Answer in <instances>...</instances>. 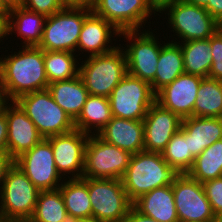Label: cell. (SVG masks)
Wrapping results in <instances>:
<instances>
[{"mask_svg": "<svg viewBox=\"0 0 222 222\" xmlns=\"http://www.w3.org/2000/svg\"><path fill=\"white\" fill-rule=\"evenodd\" d=\"M14 165V159L4 151H0V185H3L5 175L8 170Z\"/></svg>", "mask_w": 222, "mask_h": 222, "instance_id": "37", "label": "cell"}, {"mask_svg": "<svg viewBox=\"0 0 222 222\" xmlns=\"http://www.w3.org/2000/svg\"><path fill=\"white\" fill-rule=\"evenodd\" d=\"M59 190L70 220L92 217L88 185L82 178L62 180Z\"/></svg>", "mask_w": 222, "mask_h": 222, "instance_id": "27", "label": "cell"}, {"mask_svg": "<svg viewBox=\"0 0 222 222\" xmlns=\"http://www.w3.org/2000/svg\"><path fill=\"white\" fill-rule=\"evenodd\" d=\"M95 0H62L66 6H87L91 7Z\"/></svg>", "mask_w": 222, "mask_h": 222, "instance_id": "43", "label": "cell"}, {"mask_svg": "<svg viewBox=\"0 0 222 222\" xmlns=\"http://www.w3.org/2000/svg\"><path fill=\"white\" fill-rule=\"evenodd\" d=\"M14 164L39 191L59 189L62 184L60 181L63 178L56 169L52 145L47 139L21 154L14 160Z\"/></svg>", "mask_w": 222, "mask_h": 222, "instance_id": "13", "label": "cell"}, {"mask_svg": "<svg viewBox=\"0 0 222 222\" xmlns=\"http://www.w3.org/2000/svg\"><path fill=\"white\" fill-rule=\"evenodd\" d=\"M22 6L47 17L62 10L66 5L62 0H23Z\"/></svg>", "mask_w": 222, "mask_h": 222, "instance_id": "36", "label": "cell"}, {"mask_svg": "<svg viewBox=\"0 0 222 222\" xmlns=\"http://www.w3.org/2000/svg\"><path fill=\"white\" fill-rule=\"evenodd\" d=\"M121 46L106 54L90 56L79 66L89 95L109 97L127 74L126 56Z\"/></svg>", "mask_w": 222, "mask_h": 222, "instance_id": "5", "label": "cell"}, {"mask_svg": "<svg viewBox=\"0 0 222 222\" xmlns=\"http://www.w3.org/2000/svg\"><path fill=\"white\" fill-rule=\"evenodd\" d=\"M202 77L183 73L156 93L155 102L181 119L194 116V103Z\"/></svg>", "mask_w": 222, "mask_h": 222, "instance_id": "16", "label": "cell"}, {"mask_svg": "<svg viewBox=\"0 0 222 222\" xmlns=\"http://www.w3.org/2000/svg\"><path fill=\"white\" fill-rule=\"evenodd\" d=\"M46 16L26 8L19 7L9 11L5 25L6 37L12 32L24 39V46H38L44 29Z\"/></svg>", "mask_w": 222, "mask_h": 222, "instance_id": "23", "label": "cell"}, {"mask_svg": "<svg viewBox=\"0 0 222 222\" xmlns=\"http://www.w3.org/2000/svg\"><path fill=\"white\" fill-rule=\"evenodd\" d=\"M9 11L4 7L2 2L0 1V19L6 24L8 18Z\"/></svg>", "mask_w": 222, "mask_h": 222, "instance_id": "45", "label": "cell"}, {"mask_svg": "<svg viewBox=\"0 0 222 222\" xmlns=\"http://www.w3.org/2000/svg\"><path fill=\"white\" fill-rule=\"evenodd\" d=\"M21 51L0 58V74L9 99L46 90L49 82L45 73L44 50L37 46H23Z\"/></svg>", "mask_w": 222, "mask_h": 222, "instance_id": "1", "label": "cell"}, {"mask_svg": "<svg viewBox=\"0 0 222 222\" xmlns=\"http://www.w3.org/2000/svg\"><path fill=\"white\" fill-rule=\"evenodd\" d=\"M15 102L34 123L44 139L75 130L74 121L46 90L20 96Z\"/></svg>", "mask_w": 222, "mask_h": 222, "instance_id": "6", "label": "cell"}, {"mask_svg": "<svg viewBox=\"0 0 222 222\" xmlns=\"http://www.w3.org/2000/svg\"><path fill=\"white\" fill-rule=\"evenodd\" d=\"M0 1L8 11L22 7L23 4V0H0Z\"/></svg>", "mask_w": 222, "mask_h": 222, "instance_id": "44", "label": "cell"}, {"mask_svg": "<svg viewBox=\"0 0 222 222\" xmlns=\"http://www.w3.org/2000/svg\"><path fill=\"white\" fill-rule=\"evenodd\" d=\"M155 97L150 83L127 73L108 99L114 117L143 121Z\"/></svg>", "mask_w": 222, "mask_h": 222, "instance_id": "8", "label": "cell"}, {"mask_svg": "<svg viewBox=\"0 0 222 222\" xmlns=\"http://www.w3.org/2000/svg\"><path fill=\"white\" fill-rule=\"evenodd\" d=\"M75 57V53L69 51H44L45 73L49 84L79 75V63Z\"/></svg>", "mask_w": 222, "mask_h": 222, "instance_id": "32", "label": "cell"}, {"mask_svg": "<svg viewBox=\"0 0 222 222\" xmlns=\"http://www.w3.org/2000/svg\"><path fill=\"white\" fill-rule=\"evenodd\" d=\"M5 23L0 19V40L6 36Z\"/></svg>", "mask_w": 222, "mask_h": 222, "instance_id": "48", "label": "cell"}, {"mask_svg": "<svg viewBox=\"0 0 222 222\" xmlns=\"http://www.w3.org/2000/svg\"><path fill=\"white\" fill-rule=\"evenodd\" d=\"M203 187L213 214L218 220L222 217V177L204 182Z\"/></svg>", "mask_w": 222, "mask_h": 222, "instance_id": "35", "label": "cell"}, {"mask_svg": "<svg viewBox=\"0 0 222 222\" xmlns=\"http://www.w3.org/2000/svg\"><path fill=\"white\" fill-rule=\"evenodd\" d=\"M5 115L8 126L7 153L15 160L44 138L15 101L5 107Z\"/></svg>", "mask_w": 222, "mask_h": 222, "instance_id": "18", "label": "cell"}, {"mask_svg": "<svg viewBox=\"0 0 222 222\" xmlns=\"http://www.w3.org/2000/svg\"><path fill=\"white\" fill-rule=\"evenodd\" d=\"M147 1L155 14L156 12H159V13H161V11L163 12V10L167 6L172 5L177 0H147Z\"/></svg>", "mask_w": 222, "mask_h": 222, "instance_id": "41", "label": "cell"}, {"mask_svg": "<svg viewBox=\"0 0 222 222\" xmlns=\"http://www.w3.org/2000/svg\"><path fill=\"white\" fill-rule=\"evenodd\" d=\"M184 1L200 7H205L208 3H212V0H184Z\"/></svg>", "mask_w": 222, "mask_h": 222, "instance_id": "46", "label": "cell"}, {"mask_svg": "<svg viewBox=\"0 0 222 222\" xmlns=\"http://www.w3.org/2000/svg\"><path fill=\"white\" fill-rule=\"evenodd\" d=\"M133 206L142 214L158 222H178L172 184L153 189L141 195Z\"/></svg>", "mask_w": 222, "mask_h": 222, "instance_id": "22", "label": "cell"}, {"mask_svg": "<svg viewBox=\"0 0 222 222\" xmlns=\"http://www.w3.org/2000/svg\"><path fill=\"white\" fill-rule=\"evenodd\" d=\"M139 31L120 32V35L125 36L127 41H131V45H127L124 50L127 73L151 83L155 79L162 44L159 45L151 31H146V29L145 32L139 33Z\"/></svg>", "mask_w": 222, "mask_h": 222, "instance_id": "11", "label": "cell"}, {"mask_svg": "<svg viewBox=\"0 0 222 222\" xmlns=\"http://www.w3.org/2000/svg\"><path fill=\"white\" fill-rule=\"evenodd\" d=\"M9 101L10 99L7 95L5 84L3 83V80L0 74V111L3 110L7 106Z\"/></svg>", "mask_w": 222, "mask_h": 222, "instance_id": "42", "label": "cell"}, {"mask_svg": "<svg viewBox=\"0 0 222 222\" xmlns=\"http://www.w3.org/2000/svg\"><path fill=\"white\" fill-rule=\"evenodd\" d=\"M178 222H195V221H178Z\"/></svg>", "mask_w": 222, "mask_h": 222, "instance_id": "50", "label": "cell"}, {"mask_svg": "<svg viewBox=\"0 0 222 222\" xmlns=\"http://www.w3.org/2000/svg\"><path fill=\"white\" fill-rule=\"evenodd\" d=\"M54 101L75 121L80 115L89 92L80 75L70 80L54 81L48 85Z\"/></svg>", "mask_w": 222, "mask_h": 222, "instance_id": "24", "label": "cell"}, {"mask_svg": "<svg viewBox=\"0 0 222 222\" xmlns=\"http://www.w3.org/2000/svg\"><path fill=\"white\" fill-rule=\"evenodd\" d=\"M195 117H222V81L202 78L194 103Z\"/></svg>", "mask_w": 222, "mask_h": 222, "instance_id": "29", "label": "cell"}, {"mask_svg": "<svg viewBox=\"0 0 222 222\" xmlns=\"http://www.w3.org/2000/svg\"><path fill=\"white\" fill-rule=\"evenodd\" d=\"M88 185L92 217L100 222H124L133 202L120 179L82 178Z\"/></svg>", "mask_w": 222, "mask_h": 222, "instance_id": "7", "label": "cell"}, {"mask_svg": "<svg viewBox=\"0 0 222 222\" xmlns=\"http://www.w3.org/2000/svg\"><path fill=\"white\" fill-rule=\"evenodd\" d=\"M143 124L144 151L162 153L173 135L180 130L182 119L155 102L147 111Z\"/></svg>", "mask_w": 222, "mask_h": 222, "instance_id": "17", "label": "cell"}, {"mask_svg": "<svg viewBox=\"0 0 222 222\" xmlns=\"http://www.w3.org/2000/svg\"><path fill=\"white\" fill-rule=\"evenodd\" d=\"M124 222H158V221L142 214L134 206H132L131 209L129 210L128 215L125 217Z\"/></svg>", "mask_w": 222, "mask_h": 222, "instance_id": "40", "label": "cell"}, {"mask_svg": "<svg viewBox=\"0 0 222 222\" xmlns=\"http://www.w3.org/2000/svg\"><path fill=\"white\" fill-rule=\"evenodd\" d=\"M39 192L14 164L0 186V222H28L33 216Z\"/></svg>", "mask_w": 222, "mask_h": 222, "instance_id": "3", "label": "cell"}, {"mask_svg": "<svg viewBox=\"0 0 222 222\" xmlns=\"http://www.w3.org/2000/svg\"><path fill=\"white\" fill-rule=\"evenodd\" d=\"M172 190L179 221L217 222L202 183L187 173L178 174Z\"/></svg>", "mask_w": 222, "mask_h": 222, "instance_id": "12", "label": "cell"}, {"mask_svg": "<svg viewBox=\"0 0 222 222\" xmlns=\"http://www.w3.org/2000/svg\"><path fill=\"white\" fill-rule=\"evenodd\" d=\"M70 222H100L93 217L90 218H81V219H73Z\"/></svg>", "mask_w": 222, "mask_h": 222, "instance_id": "47", "label": "cell"}, {"mask_svg": "<svg viewBox=\"0 0 222 222\" xmlns=\"http://www.w3.org/2000/svg\"><path fill=\"white\" fill-rule=\"evenodd\" d=\"M91 7L65 6L47 16L41 41L37 46L44 51H69L74 53L85 18Z\"/></svg>", "mask_w": 222, "mask_h": 222, "instance_id": "4", "label": "cell"}, {"mask_svg": "<svg viewBox=\"0 0 222 222\" xmlns=\"http://www.w3.org/2000/svg\"><path fill=\"white\" fill-rule=\"evenodd\" d=\"M132 154L106 143L96 134L89 135L85 147L82 178L120 179L128 167Z\"/></svg>", "mask_w": 222, "mask_h": 222, "instance_id": "9", "label": "cell"}, {"mask_svg": "<svg viewBox=\"0 0 222 222\" xmlns=\"http://www.w3.org/2000/svg\"><path fill=\"white\" fill-rule=\"evenodd\" d=\"M181 47L185 73L206 78L212 67L210 38L204 40L178 41Z\"/></svg>", "mask_w": 222, "mask_h": 222, "instance_id": "28", "label": "cell"}, {"mask_svg": "<svg viewBox=\"0 0 222 222\" xmlns=\"http://www.w3.org/2000/svg\"><path fill=\"white\" fill-rule=\"evenodd\" d=\"M204 8L222 26V0H212Z\"/></svg>", "mask_w": 222, "mask_h": 222, "instance_id": "39", "label": "cell"}, {"mask_svg": "<svg viewBox=\"0 0 222 222\" xmlns=\"http://www.w3.org/2000/svg\"><path fill=\"white\" fill-rule=\"evenodd\" d=\"M217 222H222V217L217 220Z\"/></svg>", "mask_w": 222, "mask_h": 222, "instance_id": "49", "label": "cell"}, {"mask_svg": "<svg viewBox=\"0 0 222 222\" xmlns=\"http://www.w3.org/2000/svg\"><path fill=\"white\" fill-rule=\"evenodd\" d=\"M8 126L5 115V108L0 111V151L7 152Z\"/></svg>", "mask_w": 222, "mask_h": 222, "instance_id": "38", "label": "cell"}, {"mask_svg": "<svg viewBox=\"0 0 222 222\" xmlns=\"http://www.w3.org/2000/svg\"><path fill=\"white\" fill-rule=\"evenodd\" d=\"M177 175L161 153L141 151L132 154L121 181L129 199L134 202L153 189L172 184Z\"/></svg>", "mask_w": 222, "mask_h": 222, "instance_id": "2", "label": "cell"}, {"mask_svg": "<svg viewBox=\"0 0 222 222\" xmlns=\"http://www.w3.org/2000/svg\"><path fill=\"white\" fill-rule=\"evenodd\" d=\"M91 11L120 32L142 28L144 21L154 12L147 0H95Z\"/></svg>", "mask_w": 222, "mask_h": 222, "instance_id": "14", "label": "cell"}, {"mask_svg": "<svg viewBox=\"0 0 222 222\" xmlns=\"http://www.w3.org/2000/svg\"><path fill=\"white\" fill-rule=\"evenodd\" d=\"M212 67L209 78L222 81V27H220L211 37Z\"/></svg>", "mask_w": 222, "mask_h": 222, "instance_id": "34", "label": "cell"}, {"mask_svg": "<svg viewBox=\"0 0 222 222\" xmlns=\"http://www.w3.org/2000/svg\"><path fill=\"white\" fill-rule=\"evenodd\" d=\"M189 151L196 157L207 147L222 139V117H195L182 119Z\"/></svg>", "mask_w": 222, "mask_h": 222, "instance_id": "21", "label": "cell"}, {"mask_svg": "<svg viewBox=\"0 0 222 222\" xmlns=\"http://www.w3.org/2000/svg\"><path fill=\"white\" fill-rule=\"evenodd\" d=\"M163 159L178 173H187L193 166L195 156L189 151L185 131L180 128L162 151Z\"/></svg>", "mask_w": 222, "mask_h": 222, "instance_id": "33", "label": "cell"}, {"mask_svg": "<svg viewBox=\"0 0 222 222\" xmlns=\"http://www.w3.org/2000/svg\"><path fill=\"white\" fill-rule=\"evenodd\" d=\"M112 32L120 36V31L109 21L91 12L82 25L77 50L90 52L88 57L113 51L116 47L108 45L112 40Z\"/></svg>", "mask_w": 222, "mask_h": 222, "instance_id": "20", "label": "cell"}, {"mask_svg": "<svg viewBox=\"0 0 222 222\" xmlns=\"http://www.w3.org/2000/svg\"><path fill=\"white\" fill-rule=\"evenodd\" d=\"M169 11H167V10ZM163 11L169 12L168 23L181 42L209 39L222 27L204 7L177 0Z\"/></svg>", "mask_w": 222, "mask_h": 222, "instance_id": "10", "label": "cell"}, {"mask_svg": "<svg viewBox=\"0 0 222 222\" xmlns=\"http://www.w3.org/2000/svg\"><path fill=\"white\" fill-rule=\"evenodd\" d=\"M155 79L150 83L156 94L164 86L171 84L178 76L185 73L183 54L180 44L175 41L164 43L161 47Z\"/></svg>", "mask_w": 222, "mask_h": 222, "instance_id": "25", "label": "cell"}, {"mask_svg": "<svg viewBox=\"0 0 222 222\" xmlns=\"http://www.w3.org/2000/svg\"><path fill=\"white\" fill-rule=\"evenodd\" d=\"M187 174L200 183L222 177V139L196 156Z\"/></svg>", "mask_w": 222, "mask_h": 222, "instance_id": "30", "label": "cell"}, {"mask_svg": "<svg viewBox=\"0 0 222 222\" xmlns=\"http://www.w3.org/2000/svg\"><path fill=\"white\" fill-rule=\"evenodd\" d=\"M112 118L109 99L103 96L89 95L80 115L74 121V125L76 130L88 135L91 133L97 135ZM90 129H94L96 132H91Z\"/></svg>", "mask_w": 222, "mask_h": 222, "instance_id": "26", "label": "cell"}, {"mask_svg": "<svg viewBox=\"0 0 222 222\" xmlns=\"http://www.w3.org/2000/svg\"><path fill=\"white\" fill-rule=\"evenodd\" d=\"M88 138V134L76 129L66 134L46 138L52 145L55 166L60 175L71 173L72 179L83 177Z\"/></svg>", "mask_w": 222, "mask_h": 222, "instance_id": "15", "label": "cell"}, {"mask_svg": "<svg viewBox=\"0 0 222 222\" xmlns=\"http://www.w3.org/2000/svg\"><path fill=\"white\" fill-rule=\"evenodd\" d=\"M106 143L131 154L144 151L143 121L114 117L97 134Z\"/></svg>", "mask_w": 222, "mask_h": 222, "instance_id": "19", "label": "cell"}, {"mask_svg": "<svg viewBox=\"0 0 222 222\" xmlns=\"http://www.w3.org/2000/svg\"><path fill=\"white\" fill-rule=\"evenodd\" d=\"M28 222H70L59 189L39 192L33 216Z\"/></svg>", "mask_w": 222, "mask_h": 222, "instance_id": "31", "label": "cell"}]
</instances>
